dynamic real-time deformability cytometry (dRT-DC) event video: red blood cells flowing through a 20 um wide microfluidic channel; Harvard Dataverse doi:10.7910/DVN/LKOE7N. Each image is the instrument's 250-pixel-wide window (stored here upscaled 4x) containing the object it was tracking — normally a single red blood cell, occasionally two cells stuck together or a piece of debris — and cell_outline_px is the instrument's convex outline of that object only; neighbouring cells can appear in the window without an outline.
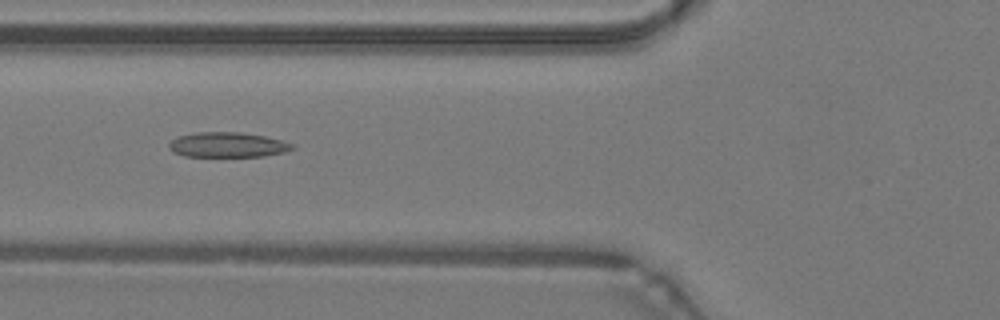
{"species": "common noctule bat (a hibernating species)", "species_latin": "Nyctalus noctula", "temperature_condition": "warm", "stored_images_in_passage": 47, "camera_frame_rate_fps": 3000, "um_per_image_px": 0.085, "animal": {"sex": "male", "body_mass_g": 19.2, "forearm_length_mm": 51.8}, "frame": {"image": 1, "passage_image": 17, "time_ms": 5.333, "image_size_px": [1000, 320], "cell_outline_px": [[296, 148], [284, 152], [264, 156], [184, 156], [172, 152], [168, 148], [168, 144], [172, 140], [180, 136], [196, 132], [240, 132], [264, 136], [296, 144]], "centroid_in_image_um": [19.36, 12.31], "position_along_channel_um": 106.4, "area_um2": 17.98}}
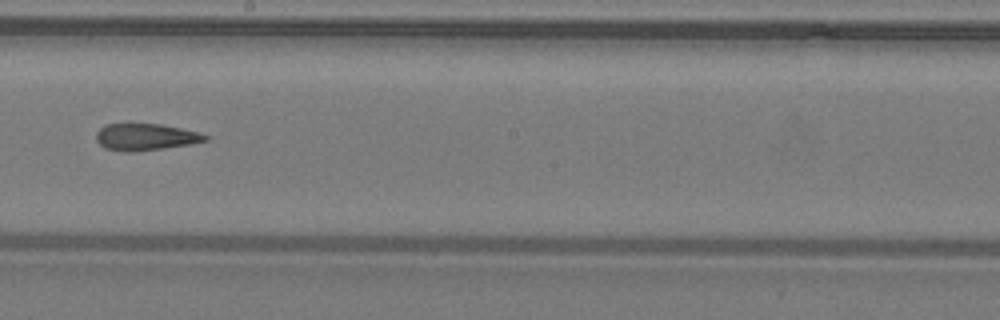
{"frame": {"image": 2, "passage_image": 26, "time_ms": 8.333, "image_size_px": [1000, 320], "cell_outline_px": [[208, 140], [192, 144], [132, 152], [128, 152], [104, 148], [96, 140], [96, 132], [104, 124], [160, 124], [200, 132], [208, 136]], "centroid_in_image_um": [12.37, 11.64], "position_along_channel_um": 235.8, "area_um2": 16.99}}
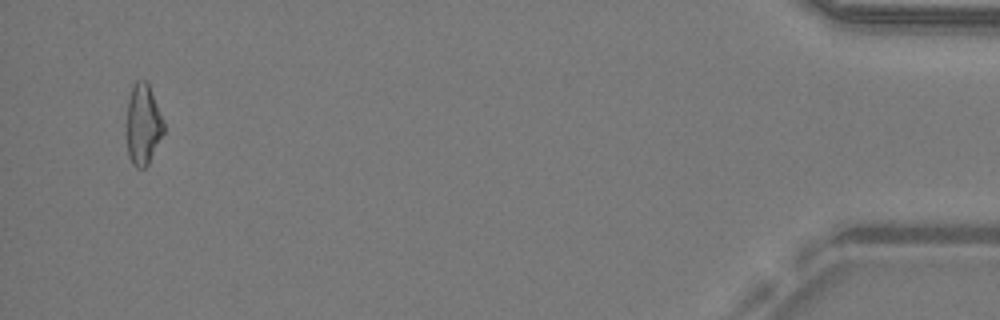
{"frame": {"image": 3, "passage_image": 45, "time_ms": 14.667, "image_size_px": [1000, 320], "cell_outline_px": [[164, 132], [148, 164], [144, 168], [136, 168], [132, 164], [128, 156], [124, 132], [128, 100], [132, 84], [136, 80], [144, 80], [148, 84], [164, 120]], "centroid_in_image_um": [12.11, 10.6], "position_along_channel_um": 423.1, "area_um2": 18.03}, "authors_computed_cell_mechanics": {"area_um2": 17.918, "velocity_mm_per_s": 4.2919, "shape_relaxation_time_tau1_ms": null, "shape_relaxation_time_tau2_ms": 4.675, "deformation_change_tau1": null, "deformation_change_tau2": 0.1747}}